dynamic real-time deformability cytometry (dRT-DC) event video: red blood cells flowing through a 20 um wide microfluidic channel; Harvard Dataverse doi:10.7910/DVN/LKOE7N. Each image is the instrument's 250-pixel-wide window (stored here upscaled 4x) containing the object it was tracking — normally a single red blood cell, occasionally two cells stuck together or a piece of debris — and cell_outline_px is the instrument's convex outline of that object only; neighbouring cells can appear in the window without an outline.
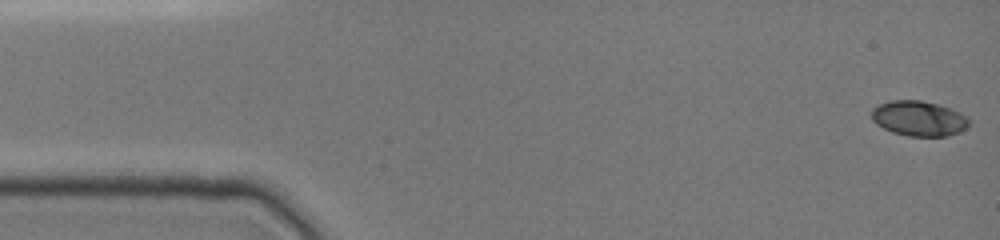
{"species": "common noctule bat (a hibernating species)", "species_latin": "Nyctalus noctula", "temperature_condition": "cold", "stored_images_in_passage": 31, "camera_frame_rate_fps": 3000, "um_per_image_px": 0.085, "animal": {"sex": "female", "body_mass_g": 19.0, "forearm_length_mm": 51.5}, "frame": {"image": 1, "passage_image": 1, "time_ms": 0.0, "image_size_px": [1000, 240], "cell_outline_px": [[972, 120], [960, 132], [948, 136], [908, 136], [892, 132], [876, 124], [872, 120], [872, 108], [888, 100], [920, 100], [940, 104], [960, 112], [968, 116]], "centroid_in_image_um": [78.12, 10.06], "position_along_channel_um": 6.9, "area_um2": 20.17}}
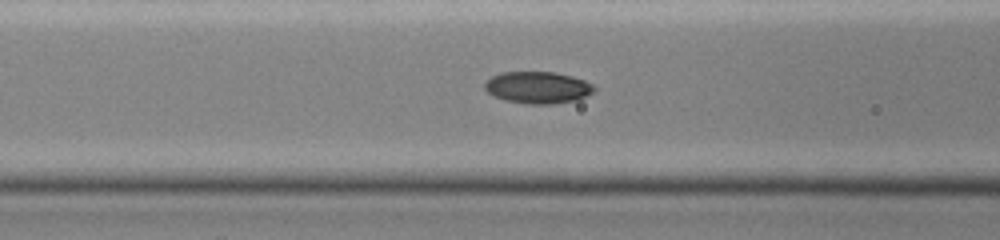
{"frame": {"image": 2, "passage_image": 18, "time_ms": 6.0, "image_size_px": [1000, 240], "cell_outline_px": [[596, 88], [592, 92], [576, 100], [552, 104], [524, 104], [504, 100], [488, 92], [484, 88], [484, 84], [492, 76], [500, 72], [556, 72], [572, 76], [584, 80], [592, 84]], "centroid_in_image_um": [45.7, 7.43], "position_along_channel_um": 120.9, "area_um2": 20.29}}
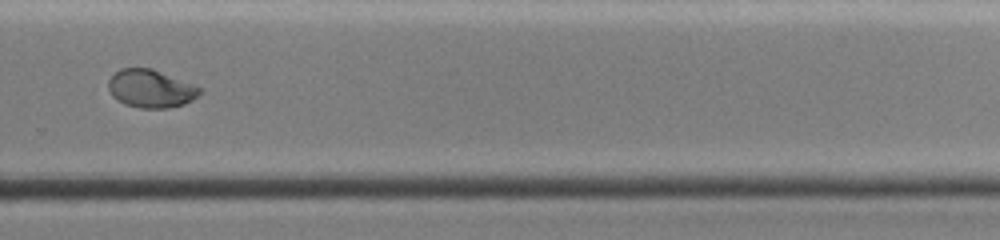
{"frame": {"image": 3, "passage_image": 26, "time_ms": 11.0, "image_size_px": [1000, 240], "cell_outline_px": [[200, 92], [192, 100], [184, 104], [168, 108], [140, 108], [124, 104], [112, 96], [108, 88], [108, 80], [120, 68], [152, 68], [192, 84], [200, 88]], "centroid_in_image_um": [12.77, 7.54], "position_along_channel_um": 317.0, "area_um2": 20.06}, "authors_computed_cell_mechanics": {"area_um2": 19.941, "velocity_mm_per_s": 3.9391, "shape_relaxation_time_tau1_ms": null, "shape_relaxation_time_tau2_ms": 1.7804, "deformation_change_tau1": null, "deformation_change_tau2": 0.0356}}